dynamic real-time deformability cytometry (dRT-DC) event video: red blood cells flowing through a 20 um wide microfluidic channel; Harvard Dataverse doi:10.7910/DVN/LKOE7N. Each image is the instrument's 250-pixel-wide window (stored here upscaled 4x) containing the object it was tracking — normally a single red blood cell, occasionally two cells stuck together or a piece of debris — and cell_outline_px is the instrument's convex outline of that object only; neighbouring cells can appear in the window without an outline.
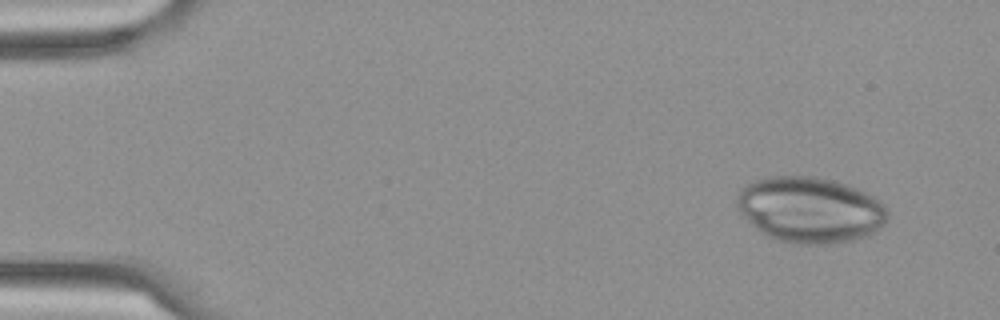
{"species": "Egyptian fruit bat (a non-hibernating species)", "species_latin": "Rousettus aegyptiacus", "temperature_condition": "cold", "stored_images_in_passage": 7, "camera_frame_rate_fps": 3000, "um_per_image_px": 0.085, "frame": {"image": 1, "passage_image": 1, "time_ms": 0.0, "image_size_px": [1000, 320], "cell_outline_px": [[888, 216], [884, 224], [880, 228], [868, 236], [836, 244], [800, 244], [780, 240], [768, 236], [760, 232], [740, 212], [736, 204], [736, 196], [740, 188], [744, 184], [768, 176], [816, 176], [832, 180], [856, 188], [880, 200], [884, 204], [888, 212]], "centroid_in_image_um": [68.85, 17.83], "position_along_channel_um": 16.1, "area_um2": 58.03}}